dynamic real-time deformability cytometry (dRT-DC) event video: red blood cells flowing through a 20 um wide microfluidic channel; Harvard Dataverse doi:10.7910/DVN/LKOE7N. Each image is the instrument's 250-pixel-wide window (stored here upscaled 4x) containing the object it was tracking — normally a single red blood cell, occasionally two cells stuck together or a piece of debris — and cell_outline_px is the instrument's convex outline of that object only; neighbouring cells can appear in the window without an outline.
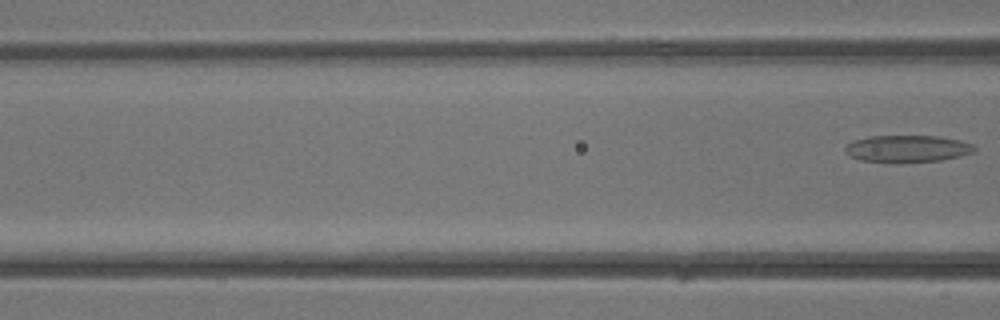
{"species": "common noctule bat (a hibernating species)", "species_latin": "Nyctalus noctula", "temperature_condition": "warm", "stored_images_in_passage": 6, "camera_frame_rate_fps": 3000, "um_per_image_px": 0.085, "animal": {"sex": "male", "body_mass_g": 13.3}, "frame": {"image": 1, "passage_image": 6, "time_ms": 6.0, "image_size_px": [1000, 320], "cell_outline_px": [[976, 152], [960, 156], [940, 160], [860, 160], [848, 156], [844, 152], [844, 148], [848, 144], [856, 140], [868, 136], [940, 136], [960, 140], [972, 144], [976, 148]], "centroid_in_image_um": [77.15, 12.6], "position_along_channel_um": 89.4, "area_um2": 19.65}}